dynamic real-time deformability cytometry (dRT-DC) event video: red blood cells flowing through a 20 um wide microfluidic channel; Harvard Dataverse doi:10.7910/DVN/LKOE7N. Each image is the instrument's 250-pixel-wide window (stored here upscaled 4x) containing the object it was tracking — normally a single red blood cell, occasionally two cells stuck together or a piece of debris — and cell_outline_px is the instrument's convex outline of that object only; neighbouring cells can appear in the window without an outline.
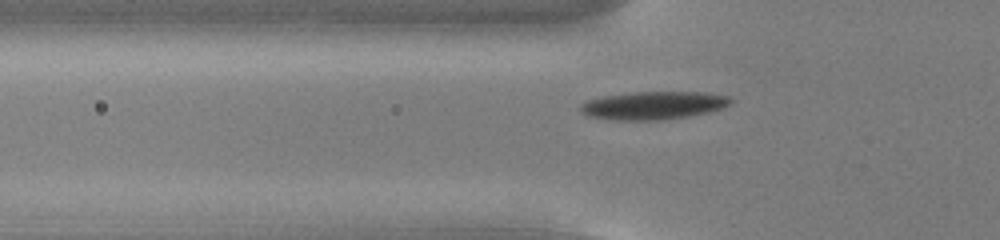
{"species": "common noctule bat (a hibernating species)", "species_latin": "Nyctalus noctula", "temperature_condition": "cold", "stored_images_in_passage": 52, "camera_frame_rate_fps": 3000, "um_per_image_px": 0.085, "animal": {"sex": "male", "body_mass_g": 13.0, "forearm_length_mm": 53.1}, "frame": {"image": 1, "passage_image": 16, "time_ms": 5.0, "image_size_px": [1000, 240], "cell_outline_px": [[732, 104], [724, 108], [708, 112], [688, 116], [660, 120], [616, 120], [588, 116], [580, 112], [580, 104], [588, 100], [604, 96], [632, 92], [700, 92], [728, 96], [732, 100]], "centroid_in_image_um": [55.54, 8.96], "position_along_channel_um": 70.3, "area_um2": 24.51}}
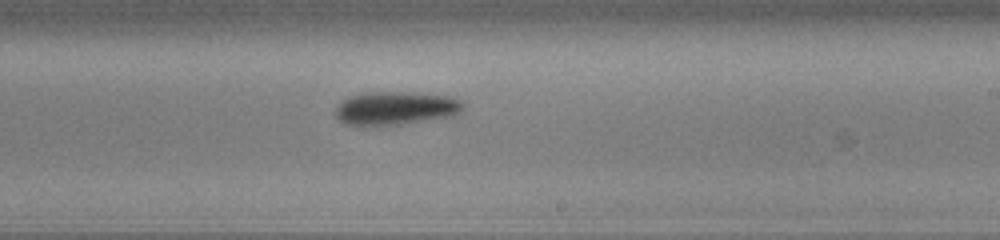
{"frame": {"image": 2, "passage_image": 31, "time_ms": 10.0, "image_size_px": [1000, 240], "cell_outline_px": [[464, 104], [460, 112], [456, 116], [400, 124], [364, 128], [344, 124], [332, 112], [340, 100], [348, 96], [368, 92], [404, 92], [448, 96], [460, 100]], "centroid_in_image_um": [33.53, 9.23], "position_along_channel_um": 255.5, "area_um2": 25.55}}
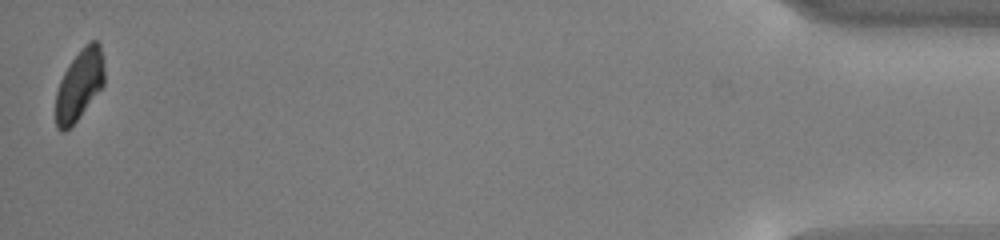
{"frame": {"image": 3, "passage_image": 52, "time_ms": 17.0, "image_size_px": [1000, 240], "cell_outline_px": [[104, 84], [76, 120], [64, 132], [60, 132], [56, 128], [56, 92], [60, 80], [68, 64], [84, 44], [88, 40], [96, 40], [100, 44], [104, 56]], "centroid_in_image_um": [6.75, 7.15], "position_along_channel_um": 428.4, "area_um2": 20.06}, "authors_computed_cell_mechanics": {"area_um2": 22.9755, "velocity_mm_per_s": 3.7228, "shape_relaxation_time_tau1_ms": 2.2902, "shape_relaxation_time_tau2_ms": null, "deformation_change_tau1": 0.1064, "deformation_change_tau2": null}}